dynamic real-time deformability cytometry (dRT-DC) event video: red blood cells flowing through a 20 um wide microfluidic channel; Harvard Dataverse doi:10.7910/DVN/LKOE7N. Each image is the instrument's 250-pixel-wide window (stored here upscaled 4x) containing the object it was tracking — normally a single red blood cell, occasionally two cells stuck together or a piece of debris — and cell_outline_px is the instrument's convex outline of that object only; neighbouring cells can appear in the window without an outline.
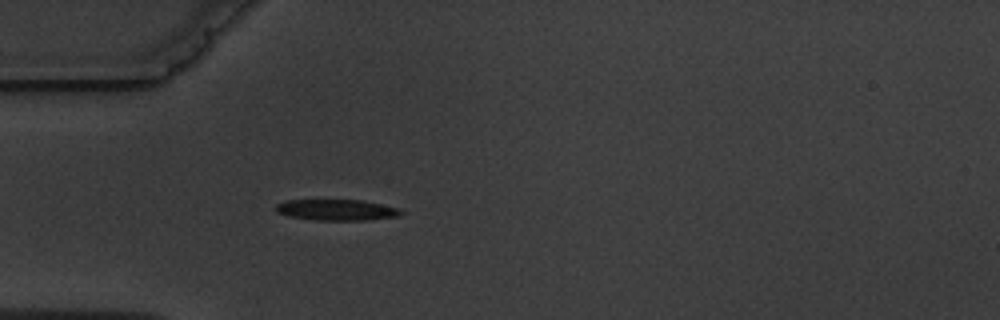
{"species": "common noctule bat (a hibernating species)", "species_latin": "Nyctalus noctula", "temperature_condition": "warm", "stored_images_in_passage": 4, "camera_frame_rate_fps": 3000, "um_per_image_px": 0.085, "animal": {"sex": "male", "body_mass_g": 19.5, "forearm_length_mm": 54.6}, "frame": {"image": 1, "passage_image": 4, "time_ms": 4.0, "image_size_px": [1000, 320], "cell_outline_px": [[404, 212], [400, 216], [368, 220], [316, 220], [288, 216], [276, 212], [276, 204], [284, 200], [364, 200], [400, 208]], "centroid_in_image_um": [28.64, 17.84], "position_along_channel_um": 56.4, "area_um2": 15.49}}